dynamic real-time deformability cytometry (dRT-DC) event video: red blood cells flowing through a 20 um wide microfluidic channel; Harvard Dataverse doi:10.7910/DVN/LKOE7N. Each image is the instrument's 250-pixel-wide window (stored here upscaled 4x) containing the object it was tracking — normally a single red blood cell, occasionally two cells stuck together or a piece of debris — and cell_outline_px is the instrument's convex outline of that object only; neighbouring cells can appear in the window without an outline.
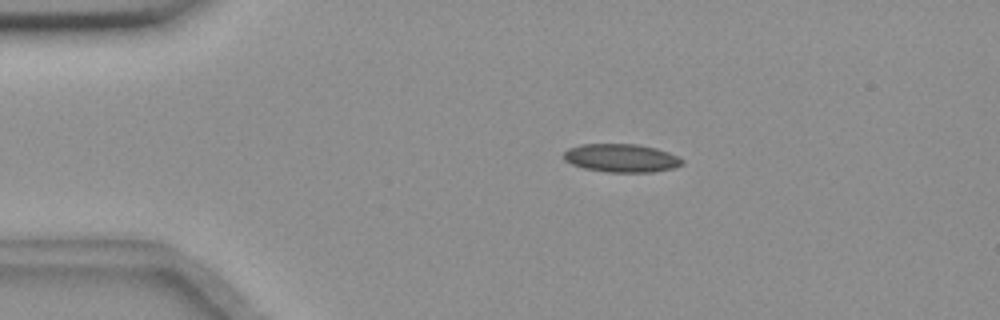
{"species": "common noctule bat (a hibernating species)", "species_latin": "Nyctalus noctula", "temperature_condition": "room temperature", "stored_images_in_passage": 12, "camera_frame_rate_fps": 3000, "um_per_image_px": 0.085, "animal": {"sex": "female", "body_mass_g": 18.4}, "frame": {"image": 1, "passage_image": 1, "time_ms": 0.0, "image_size_px": [1000, 320], "cell_outline_px": [[684, 164], [672, 168], [652, 172], [608, 172], [584, 168], [572, 164], [564, 160], [564, 152], [568, 148], [580, 144], [636, 144], [656, 148], [680, 156], [684, 160]], "centroid_in_image_um": [52.83, 13.43], "position_along_channel_um": 32.2, "area_um2": 19.59}}
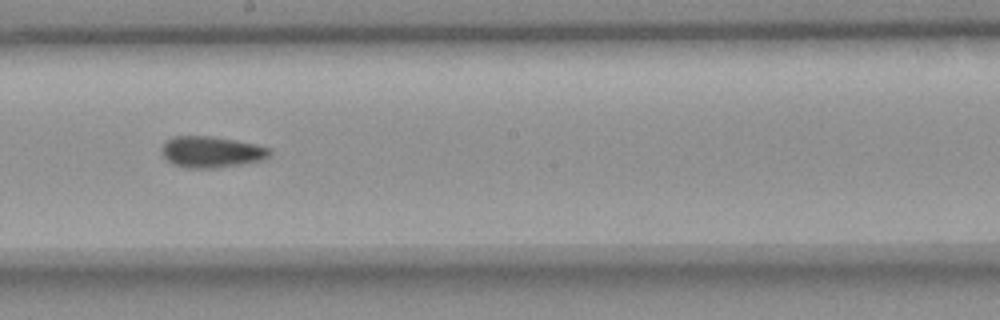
{"frame": {"image": 2, "passage_image": 6, "time_ms": 6.667, "image_size_px": [1000, 320], "cell_outline_px": [[272, 152], [268, 156], [256, 160], [240, 164], [208, 168], [188, 168], [172, 164], [164, 156], [160, 148], [164, 140], [172, 136], [212, 136], [236, 140], [256, 144], [268, 148]], "centroid_in_image_um": [17.88, 12.89], "position_along_channel_um": 230.3, "area_um2": 19.48}}
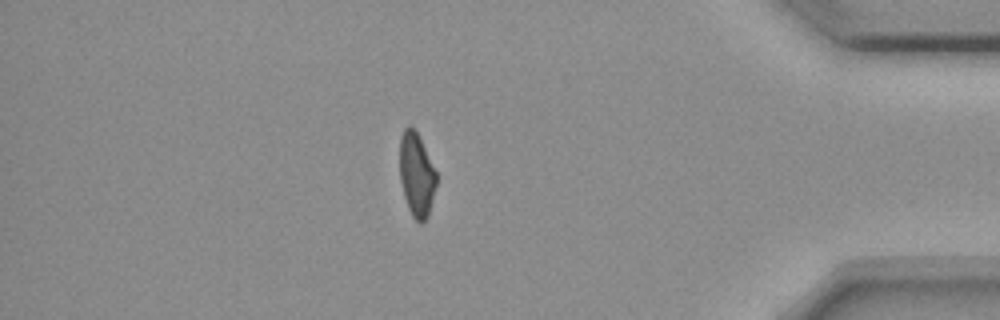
{"frame": {"image": 3, "passage_image": 11, "time_ms": 12.333, "image_size_px": [1000, 320], "cell_outline_px": [[436, 184], [428, 216], [420, 224], [412, 216], [408, 208], [404, 196], [400, 180], [400, 136], [404, 128], [408, 124], [412, 124], [436, 172]], "centroid_in_image_um": [35.38, 14.84], "position_along_channel_um": 399.8, "area_um2": 17.69}, "authors_computed_cell_mechanics": {"area_um2": 19.074, "velocity_mm_per_s": 3.6568, "shape_relaxation_time_tau1_ms": 6.0968, "shape_relaxation_time_tau2_ms": 2.0288, "deformation_change_tau1": 0.1022, "deformation_change_tau2": 0.071}}